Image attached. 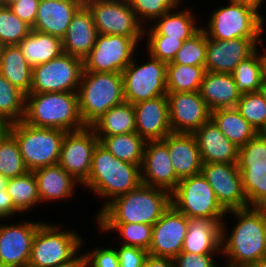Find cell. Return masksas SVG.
<instances>
[{
  "label": "cell",
  "mask_w": 266,
  "mask_h": 267,
  "mask_svg": "<svg viewBox=\"0 0 266 267\" xmlns=\"http://www.w3.org/2000/svg\"><path fill=\"white\" fill-rule=\"evenodd\" d=\"M40 0H19L10 6L11 10L22 21L34 27Z\"/></svg>",
  "instance_id": "obj_51"
},
{
  "label": "cell",
  "mask_w": 266,
  "mask_h": 267,
  "mask_svg": "<svg viewBox=\"0 0 266 267\" xmlns=\"http://www.w3.org/2000/svg\"><path fill=\"white\" fill-rule=\"evenodd\" d=\"M140 41L141 38L98 34L94 47L83 60L84 71L121 73L136 58Z\"/></svg>",
  "instance_id": "obj_13"
},
{
  "label": "cell",
  "mask_w": 266,
  "mask_h": 267,
  "mask_svg": "<svg viewBox=\"0 0 266 267\" xmlns=\"http://www.w3.org/2000/svg\"><path fill=\"white\" fill-rule=\"evenodd\" d=\"M19 0H4V5L10 7L12 4L18 2Z\"/></svg>",
  "instance_id": "obj_60"
},
{
  "label": "cell",
  "mask_w": 266,
  "mask_h": 267,
  "mask_svg": "<svg viewBox=\"0 0 266 267\" xmlns=\"http://www.w3.org/2000/svg\"><path fill=\"white\" fill-rule=\"evenodd\" d=\"M265 52L260 54V60L262 64V78L264 86H266V46H264Z\"/></svg>",
  "instance_id": "obj_55"
},
{
  "label": "cell",
  "mask_w": 266,
  "mask_h": 267,
  "mask_svg": "<svg viewBox=\"0 0 266 267\" xmlns=\"http://www.w3.org/2000/svg\"><path fill=\"white\" fill-rule=\"evenodd\" d=\"M250 267H266V257H263L261 260L251 265Z\"/></svg>",
  "instance_id": "obj_59"
},
{
  "label": "cell",
  "mask_w": 266,
  "mask_h": 267,
  "mask_svg": "<svg viewBox=\"0 0 266 267\" xmlns=\"http://www.w3.org/2000/svg\"><path fill=\"white\" fill-rule=\"evenodd\" d=\"M23 122L65 132L85 127L78 110V94L74 92L27 94Z\"/></svg>",
  "instance_id": "obj_4"
},
{
  "label": "cell",
  "mask_w": 266,
  "mask_h": 267,
  "mask_svg": "<svg viewBox=\"0 0 266 267\" xmlns=\"http://www.w3.org/2000/svg\"><path fill=\"white\" fill-rule=\"evenodd\" d=\"M182 0H127L138 20L144 25L152 22L169 10L179 9Z\"/></svg>",
  "instance_id": "obj_45"
},
{
  "label": "cell",
  "mask_w": 266,
  "mask_h": 267,
  "mask_svg": "<svg viewBox=\"0 0 266 267\" xmlns=\"http://www.w3.org/2000/svg\"><path fill=\"white\" fill-rule=\"evenodd\" d=\"M259 49L242 61L231 73L240 95L264 89Z\"/></svg>",
  "instance_id": "obj_38"
},
{
  "label": "cell",
  "mask_w": 266,
  "mask_h": 267,
  "mask_svg": "<svg viewBox=\"0 0 266 267\" xmlns=\"http://www.w3.org/2000/svg\"><path fill=\"white\" fill-rule=\"evenodd\" d=\"M84 0H40L32 30L63 38Z\"/></svg>",
  "instance_id": "obj_22"
},
{
  "label": "cell",
  "mask_w": 266,
  "mask_h": 267,
  "mask_svg": "<svg viewBox=\"0 0 266 267\" xmlns=\"http://www.w3.org/2000/svg\"><path fill=\"white\" fill-rule=\"evenodd\" d=\"M207 55V35L201 28L191 38L184 41L172 62L188 66H205Z\"/></svg>",
  "instance_id": "obj_44"
},
{
  "label": "cell",
  "mask_w": 266,
  "mask_h": 267,
  "mask_svg": "<svg viewBox=\"0 0 266 267\" xmlns=\"http://www.w3.org/2000/svg\"><path fill=\"white\" fill-rule=\"evenodd\" d=\"M140 170L142 184L162 188L169 193L180 181L173 169L168 147L162 140L146 142Z\"/></svg>",
  "instance_id": "obj_20"
},
{
  "label": "cell",
  "mask_w": 266,
  "mask_h": 267,
  "mask_svg": "<svg viewBox=\"0 0 266 267\" xmlns=\"http://www.w3.org/2000/svg\"><path fill=\"white\" fill-rule=\"evenodd\" d=\"M146 39L147 54L166 63L173 61L184 43L183 40L167 38V36H147Z\"/></svg>",
  "instance_id": "obj_46"
},
{
  "label": "cell",
  "mask_w": 266,
  "mask_h": 267,
  "mask_svg": "<svg viewBox=\"0 0 266 267\" xmlns=\"http://www.w3.org/2000/svg\"><path fill=\"white\" fill-rule=\"evenodd\" d=\"M248 206L266 207V174L260 179H242Z\"/></svg>",
  "instance_id": "obj_48"
},
{
  "label": "cell",
  "mask_w": 266,
  "mask_h": 267,
  "mask_svg": "<svg viewBox=\"0 0 266 267\" xmlns=\"http://www.w3.org/2000/svg\"><path fill=\"white\" fill-rule=\"evenodd\" d=\"M206 73L205 66H188L182 64H167V93L198 92Z\"/></svg>",
  "instance_id": "obj_36"
},
{
  "label": "cell",
  "mask_w": 266,
  "mask_h": 267,
  "mask_svg": "<svg viewBox=\"0 0 266 267\" xmlns=\"http://www.w3.org/2000/svg\"><path fill=\"white\" fill-rule=\"evenodd\" d=\"M210 218H188V230L181 252L221 253V224Z\"/></svg>",
  "instance_id": "obj_27"
},
{
  "label": "cell",
  "mask_w": 266,
  "mask_h": 267,
  "mask_svg": "<svg viewBox=\"0 0 266 267\" xmlns=\"http://www.w3.org/2000/svg\"><path fill=\"white\" fill-rule=\"evenodd\" d=\"M262 38H234L219 40L207 38L205 69L208 72L231 74L245 59L261 45Z\"/></svg>",
  "instance_id": "obj_18"
},
{
  "label": "cell",
  "mask_w": 266,
  "mask_h": 267,
  "mask_svg": "<svg viewBox=\"0 0 266 267\" xmlns=\"http://www.w3.org/2000/svg\"><path fill=\"white\" fill-rule=\"evenodd\" d=\"M235 108L258 133L266 134V86L241 95Z\"/></svg>",
  "instance_id": "obj_40"
},
{
  "label": "cell",
  "mask_w": 266,
  "mask_h": 267,
  "mask_svg": "<svg viewBox=\"0 0 266 267\" xmlns=\"http://www.w3.org/2000/svg\"><path fill=\"white\" fill-rule=\"evenodd\" d=\"M27 172L17 140L9 133L0 143V174L9 179Z\"/></svg>",
  "instance_id": "obj_43"
},
{
  "label": "cell",
  "mask_w": 266,
  "mask_h": 267,
  "mask_svg": "<svg viewBox=\"0 0 266 267\" xmlns=\"http://www.w3.org/2000/svg\"><path fill=\"white\" fill-rule=\"evenodd\" d=\"M97 35L92 13L83 4L73 15L66 34L62 38L64 53L84 60L94 47Z\"/></svg>",
  "instance_id": "obj_25"
},
{
  "label": "cell",
  "mask_w": 266,
  "mask_h": 267,
  "mask_svg": "<svg viewBox=\"0 0 266 267\" xmlns=\"http://www.w3.org/2000/svg\"><path fill=\"white\" fill-rule=\"evenodd\" d=\"M188 230V217L171 204L153 225L149 255L174 258L183 247Z\"/></svg>",
  "instance_id": "obj_17"
},
{
  "label": "cell",
  "mask_w": 266,
  "mask_h": 267,
  "mask_svg": "<svg viewBox=\"0 0 266 267\" xmlns=\"http://www.w3.org/2000/svg\"><path fill=\"white\" fill-rule=\"evenodd\" d=\"M170 201L188 218H210L223 222L227 213L202 173L181 179L170 193Z\"/></svg>",
  "instance_id": "obj_9"
},
{
  "label": "cell",
  "mask_w": 266,
  "mask_h": 267,
  "mask_svg": "<svg viewBox=\"0 0 266 267\" xmlns=\"http://www.w3.org/2000/svg\"><path fill=\"white\" fill-rule=\"evenodd\" d=\"M10 129H11V123L4 120H0V143L10 133Z\"/></svg>",
  "instance_id": "obj_54"
},
{
  "label": "cell",
  "mask_w": 266,
  "mask_h": 267,
  "mask_svg": "<svg viewBox=\"0 0 266 267\" xmlns=\"http://www.w3.org/2000/svg\"><path fill=\"white\" fill-rule=\"evenodd\" d=\"M138 165L116 158L100 143L94 149L90 175L82 186L98 197L106 198L100 211L116 197L136 189L141 184Z\"/></svg>",
  "instance_id": "obj_3"
},
{
  "label": "cell",
  "mask_w": 266,
  "mask_h": 267,
  "mask_svg": "<svg viewBox=\"0 0 266 267\" xmlns=\"http://www.w3.org/2000/svg\"><path fill=\"white\" fill-rule=\"evenodd\" d=\"M32 27L13 13L10 7L0 5V43L3 46L18 45Z\"/></svg>",
  "instance_id": "obj_42"
},
{
  "label": "cell",
  "mask_w": 266,
  "mask_h": 267,
  "mask_svg": "<svg viewBox=\"0 0 266 267\" xmlns=\"http://www.w3.org/2000/svg\"><path fill=\"white\" fill-rule=\"evenodd\" d=\"M214 254H195L189 252H181L173 258L174 267H213Z\"/></svg>",
  "instance_id": "obj_50"
},
{
  "label": "cell",
  "mask_w": 266,
  "mask_h": 267,
  "mask_svg": "<svg viewBox=\"0 0 266 267\" xmlns=\"http://www.w3.org/2000/svg\"><path fill=\"white\" fill-rule=\"evenodd\" d=\"M0 5H4V0H0Z\"/></svg>",
  "instance_id": "obj_64"
},
{
  "label": "cell",
  "mask_w": 266,
  "mask_h": 267,
  "mask_svg": "<svg viewBox=\"0 0 266 267\" xmlns=\"http://www.w3.org/2000/svg\"><path fill=\"white\" fill-rule=\"evenodd\" d=\"M230 212V213H229ZM237 222L230 235L221 224V254L233 267H250L266 257V207L233 209Z\"/></svg>",
  "instance_id": "obj_1"
},
{
  "label": "cell",
  "mask_w": 266,
  "mask_h": 267,
  "mask_svg": "<svg viewBox=\"0 0 266 267\" xmlns=\"http://www.w3.org/2000/svg\"><path fill=\"white\" fill-rule=\"evenodd\" d=\"M6 190L11 196L14 208L22 214L28 212L34 206L41 204L37 179L33 171H29L26 174L9 178L7 182Z\"/></svg>",
  "instance_id": "obj_37"
},
{
  "label": "cell",
  "mask_w": 266,
  "mask_h": 267,
  "mask_svg": "<svg viewBox=\"0 0 266 267\" xmlns=\"http://www.w3.org/2000/svg\"><path fill=\"white\" fill-rule=\"evenodd\" d=\"M55 225L44 222L38 228L32 242L28 267L62 266L75 262L81 256L78 254L84 242L81 234Z\"/></svg>",
  "instance_id": "obj_6"
},
{
  "label": "cell",
  "mask_w": 266,
  "mask_h": 267,
  "mask_svg": "<svg viewBox=\"0 0 266 267\" xmlns=\"http://www.w3.org/2000/svg\"><path fill=\"white\" fill-rule=\"evenodd\" d=\"M192 14L191 9L186 8L182 11L180 9L178 11L176 9L169 10L166 14L155 19L154 25L149 24L148 26L146 24L144 38L145 36H167V38L185 41L201 29L195 21V15Z\"/></svg>",
  "instance_id": "obj_29"
},
{
  "label": "cell",
  "mask_w": 266,
  "mask_h": 267,
  "mask_svg": "<svg viewBox=\"0 0 266 267\" xmlns=\"http://www.w3.org/2000/svg\"><path fill=\"white\" fill-rule=\"evenodd\" d=\"M21 222L0 224V267H28L34 236L44 222Z\"/></svg>",
  "instance_id": "obj_16"
},
{
  "label": "cell",
  "mask_w": 266,
  "mask_h": 267,
  "mask_svg": "<svg viewBox=\"0 0 266 267\" xmlns=\"http://www.w3.org/2000/svg\"><path fill=\"white\" fill-rule=\"evenodd\" d=\"M212 11L207 25L202 27L207 38L230 40L234 38H262L265 18L258 9L246 3L228 2ZM265 21V22H264Z\"/></svg>",
  "instance_id": "obj_7"
},
{
  "label": "cell",
  "mask_w": 266,
  "mask_h": 267,
  "mask_svg": "<svg viewBox=\"0 0 266 267\" xmlns=\"http://www.w3.org/2000/svg\"><path fill=\"white\" fill-rule=\"evenodd\" d=\"M119 259V267H142L149 255L147 250L132 246H119L116 249Z\"/></svg>",
  "instance_id": "obj_49"
},
{
  "label": "cell",
  "mask_w": 266,
  "mask_h": 267,
  "mask_svg": "<svg viewBox=\"0 0 266 267\" xmlns=\"http://www.w3.org/2000/svg\"><path fill=\"white\" fill-rule=\"evenodd\" d=\"M162 141L168 147L173 169L180 180L201 173L202 160L193 133L171 132Z\"/></svg>",
  "instance_id": "obj_23"
},
{
  "label": "cell",
  "mask_w": 266,
  "mask_h": 267,
  "mask_svg": "<svg viewBox=\"0 0 266 267\" xmlns=\"http://www.w3.org/2000/svg\"><path fill=\"white\" fill-rule=\"evenodd\" d=\"M241 179H260L266 174V134L258 133L239 148Z\"/></svg>",
  "instance_id": "obj_34"
},
{
  "label": "cell",
  "mask_w": 266,
  "mask_h": 267,
  "mask_svg": "<svg viewBox=\"0 0 266 267\" xmlns=\"http://www.w3.org/2000/svg\"><path fill=\"white\" fill-rule=\"evenodd\" d=\"M201 173L226 211L248 207L237 163H202Z\"/></svg>",
  "instance_id": "obj_15"
},
{
  "label": "cell",
  "mask_w": 266,
  "mask_h": 267,
  "mask_svg": "<svg viewBox=\"0 0 266 267\" xmlns=\"http://www.w3.org/2000/svg\"><path fill=\"white\" fill-rule=\"evenodd\" d=\"M99 139L92 127L65 133L58 164L81 185L90 175L93 152Z\"/></svg>",
  "instance_id": "obj_14"
},
{
  "label": "cell",
  "mask_w": 266,
  "mask_h": 267,
  "mask_svg": "<svg viewBox=\"0 0 266 267\" xmlns=\"http://www.w3.org/2000/svg\"><path fill=\"white\" fill-rule=\"evenodd\" d=\"M136 133L146 141L163 140L172 130L167 96L155 97L133 105Z\"/></svg>",
  "instance_id": "obj_21"
},
{
  "label": "cell",
  "mask_w": 266,
  "mask_h": 267,
  "mask_svg": "<svg viewBox=\"0 0 266 267\" xmlns=\"http://www.w3.org/2000/svg\"><path fill=\"white\" fill-rule=\"evenodd\" d=\"M210 119L227 139L238 148H241L258 134L253 126L241 116L236 108L213 110Z\"/></svg>",
  "instance_id": "obj_32"
},
{
  "label": "cell",
  "mask_w": 266,
  "mask_h": 267,
  "mask_svg": "<svg viewBox=\"0 0 266 267\" xmlns=\"http://www.w3.org/2000/svg\"><path fill=\"white\" fill-rule=\"evenodd\" d=\"M0 74L25 95L30 93L33 68L17 45L3 47Z\"/></svg>",
  "instance_id": "obj_31"
},
{
  "label": "cell",
  "mask_w": 266,
  "mask_h": 267,
  "mask_svg": "<svg viewBox=\"0 0 266 267\" xmlns=\"http://www.w3.org/2000/svg\"><path fill=\"white\" fill-rule=\"evenodd\" d=\"M265 0H249V4L255 6L258 10L262 9V4H264Z\"/></svg>",
  "instance_id": "obj_57"
},
{
  "label": "cell",
  "mask_w": 266,
  "mask_h": 267,
  "mask_svg": "<svg viewBox=\"0 0 266 267\" xmlns=\"http://www.w3.org/2000/svg\"><path fill=\"white\" fill-rule=\"evenodd\" d=\"M19 214V212L14 208L11 196L8 194L7 190L0 191V220L5 221V218H10Z\"/></svg>",
  "instance_id": "obj_52"
},
{
  "label": "cell",
  "mask_w": 266,
  "mask_h": 267,
  "mask_svg": "<svg viewBox=\"0 0 266 267\" xmlns=\"http://www.w3.org/2000/svg\"><path fill=\"white\" fill-rule=\"evenodd\" d=\"M167 63L149 55V61L141 65L133 60L121 72L124 100L131 104L155 97L166 96Z\"/></svg>",
  "instance_id": "obj_10"
},
{
  "label": "cell",
  "mask_w": 266,
  "mask_h": 267,
  "mask_svg": "<svg viewBox=\"0 0 266 267\" xmlns=\"http://www.w3.org/2000/svg\"><path fill=\"white\" fill-rule=\"evenodd\" d=\"M228 2H237V3L249 4V0H228Z\"/></svg>",
  "instance_id": "obj_61"
},
{
  "label": "cell",
  "mask_w": 266,
  "mask_h": 267,
  "mask_svg": "<svg viewBox=\"0 0 266 267\" xmlns=\"http://www.w3.org/2000/svg\"><path fill=\"white\" fill-rule=\"evenodd\" d=\"M169 123L173 133H194L211 118V111L198 92L167 93Z\"/></svg>",
  "instance_id": "obj_19"
},
{
  "label": "cell",
  "mask_w": 266,
  "mask_h": 267,
  "mask_svg": "<svg viewBox=\"0 0 266 267\" xmlns=\"http://www.w3.org/2000/svg\"><path fill=\"white\" fill-rule=\"evenodd\" d=\"M10 133L17 140L29 171L58 164L65 131L36 127L20 121L11 124Z\"/></svg>",
  "instance_id": "obj_8"
},
{
  "label": "cell",
  "mask_w": 266,
  "mask_h": 267,
  "mask_svg": "<svg viewBox=\"0 0 266 267\" xmlns=\"http://www.w3.org/2000/svg\"><path fill=\"white\" fill-rule=\"evenodd\" d=\"M142 267H174L173 258L148 255Z\"/></svg>",
  "instance_id": "obj_53"
},
{
  "label": "cell",
  "mask_w": 266,
  "mask_h": 267,
  "mask_svg": "<svg viewBox=\"0 0 266 267\" xmlns=\"http://www.w3.org/2000/svg\"><path fill=\"white\" fill-rule=\"evenodd\" d=\"M96 136H113L136 132L133 104L124 101L109 109L91 126Z\"/></svg>",
  "instance_id": "obj_33"
},
{
  "label": "cell",
  "mask_w": 266,
  "mask_h": 267,
  "mask_svg": "<svg viewBox=\"0 0 266 267\" xmlns=\"http://www.w3.org/2000/svg\"><path fill=\"white\" fill-rule=\"evenodd\" d=\"M99 143L116 158L138 165L141 168L146 140L136 132L113 135L97 136Z\"/></svg>",
  "instance_id": "obj_35"
},
{
  "label": "cell",
  "mask_w": 266,
  "mask_h": 267,
  "mask_svg": "<svg viewBox=\"0 0 266 267\" xmlns=\"http://www.w3.org/2000/svg\"><path fill=\"white\" fill-rule=\"evenodd\" d=\"M84 267H119L116 249L113 247L92 249L83 254Z\"/></svg>",
  "instance_id": "obj_47"
},
{
  "label": "cell",
  "mask_w": 266,
  "mask_h": 267,
  "mask_svg": "<svg viewBox=\"0 0 266 267\" xmlns=\"http://www.w3.org/2000/svg\"><path fill=\"white\" fill-rule=\"evenodd\" d=\"M57 267H84L83 255L81 254V256L75 262L65 264L62 266H57Z\"/></svg>",
  "instance_id": "obj_56"
},
{
  "label": "cell",
  "mask_w": 266,
  "mask_h": 267,
  "mask_svg": "<svg viewBox=\"0 0 266 267\" xmlns=\"http://www.w3.org/2000/svg\"><path fill=\"white\" fill-rule=\"evenodd\" d=\"M17 46L32 68L64 53L61 38L36 30H32Z\"/></svg>",
  "instance_id": "obj_30"
},
{
  "label": "cell",
  "mask_w": 266,
  "mask_h": 267,
  "mask_svg": "<svg viewBox=\"0 0 266 267\" xmlns=\"http://www.w3.org/2000/svg\"><path fill=\"white\" fill-rule=\"evenodd\" d=\"M91 11L98 34L144 37L145 26L127 0H84Z\"/></svg>",
  "instance_id": "obj_12"
},
{
  "label": "cell",
  "mask_w": 266,
  "mask_h": 267,
  "mask_svg": "<svg viewBox=\"0 0 266 267\" xmlns=\"http://www.w3.org/2000/svg\"><path fill=\"white\" fill-rule=\"evenodd\" d=\"M202 163H238L236 147L210 119L194 133Z\"/></svg>",
  "instance_id": "obj_24"
},
{
  "label": "cell",
  "mask_w": 266,
  "mask_h": 267,
  "mask_svg": "<svg viewBox=\"0 0 266 267\" xmlns=\"http://www.w3.org/2000/svg\"><path fill=\"white\" fill-rule=\"evenodd\" d=\"M100 232H113L117 230L121 235L124 246H132L149 250L152 240L153 226L143 223H97Z\"/></svg>",
  "instance_id": "obj_39"
},
{
  "label": "cell",
  "mask_w": 266,
  "mask_h": 267,
  "mask_svg": "<svg viewBox=\"0 0 266 267\" xmlns=\"http://www.w3.org/2000/svg\"><path fill=\"white\" fill-rule=\"evenodd\" d=\"M77 94L81 120L91 127L109 109L125 101L122 74L83 70Z\"/></svg>",
  "instance_id": "obj_5"
},
{
  "label": "cell",
  "mask_w": 266,
  "mask_h": 267,
  "mask_svg": "<svg viewBox=\"0 0 266 267\" xmlns=\"http://www.w3.org/2000/svg\"><path fill=\"white\" fill-rule=\"evenodd\" d=\"M226 266H224V267H233L231 264H229V263H226L225 264ZM213 267H219L217 264H215ZM221 267V266H220Z\"/></svg>",
  "instance_id": "obj_62"
},
{
  "label": "cell",
  "mask_w": 266,
  "mask_h": 267,
  "mask_svg": "<svg viewBox=\"0 0 266 267\" xmlns=\"http://www.w3.org/2000/svg\"><path fill=\"white\" fill-rule=\"evenodd\" d=\"M8 178L0 174V191L6 190Z\"/></svg>",
  "instance_id": "obj_58"
},
{
  "label": "cell",
  "mask_w": 266,
  "mask_h": 267,
  "mask_svg": "<svg viewBox=\"0 0 266 267\" xmlns=\"http://www.w3.org/2000/svg\"><path fill=\"white\" fill-rule=\"evenodd\" d=\"M170 204L167 190L141 183L136 189L108 203L95 219L97 223H143L153 226Z\"/></svg>",
  "instance_id": "obj_2"
},
{
  "label": "cell",
  "mask_w": 266,
  "mask_h": 267,
  "mask_svg": "<svg viewBox=\"0 0 266 267\" xmlns=\"http://www.w3.org/2000/svg\"><path fill=\"white\" fill-rule=\"evenodd\" d=\"M37 179L40 202L69 200L76 192V186L81 185L59 164L36 169L33 171Z\"/></svg>",
  "instance_id": "obj_26"
},
{
  "label": "cell",
  "mask_w": 266,
  "mask_h": 267,
  "mask_svg": "<svg viewBox=\"0 0 266 267\" xmlns=\"http://www.w3.org/2000/svg\"><path fill=\"white\" fill-rule=\"evenodd\" d=\"M26 95L0 74V120L11 124L23 121Z\"/></svg>",
  "instance_id": "obj_41"
},
{
  "label": "cell",
  "mask_w": 266,
  "mask_h": 267,
  "mask_svg": "<svg viewBox=\"0 0 266 267\" xmlns=\"http://www.w3.org/2000/svg\"><path fill=\"white\" fill-rule=\"evenodd\" d=\"M3 45L0 43V60H1V56H2V50H3Z\"/></svg>",
  "instance_id": "obj_63"
},
{
  "label": "cell",
  "mask_w": 266,
  "mask_h": 267,
  "mask_svg": "<svg viewBox=\"0 0 266 267\" xmlns=\"http://www.w3.org/2000/svg\"><path fill=\"white\" fill-rule=\"evenodd\" d=\"M199 93L212 112L221 108H235L240 93L231 74L206 71Z\"/></svg>",
  "instance_id": "obj_28"
},
{
  "label": "cell",
  "mask_w": 266,
  "mask_h": 267,
  "mask_svg": "<svg viewBox=\"0 0 266 267\" xmlns=\"http://www.w3.org/2000/svg\"><path fill=\"white\" fill-rule=\"evenodd\" d=\"M83 70V59L62 53L44 64L33 67L30 93H77Z\"/></svg>",
  "instance_id": "obj_11"
}]
</instances>
